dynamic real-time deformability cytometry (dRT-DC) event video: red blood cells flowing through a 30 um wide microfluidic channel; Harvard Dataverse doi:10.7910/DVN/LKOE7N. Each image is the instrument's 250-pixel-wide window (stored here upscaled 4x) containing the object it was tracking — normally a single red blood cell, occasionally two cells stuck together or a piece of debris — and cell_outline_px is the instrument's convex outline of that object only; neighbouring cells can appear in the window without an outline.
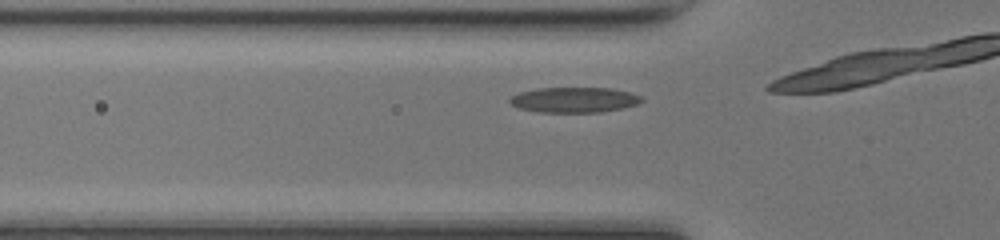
{"species": "common noctule bat (a hibernating species)", "species_latin": "Nyctalus noctula", "temperature_condition": "room temperature", "stored_images_in_passage": 7, "camera_frame_rate_fps": 3000, "um_per_image_px": 0.085, "animal": {"sex": "female", "body_mass_g": 17.0, "forearm_length_mm": 48.0}, "frame": {"image": 1, "passage_image": 3, "time_ms": 0.667, "image_size_px": [1000, 240], "cell_outline_px": [[644, 100], [640, 104], [600, 112], [540, 112], [516, 108], [508, 100], [512, 96], [520, 92], [536, 88], [612, 88], [632, 92], [640, 96]], "centroid_in_image_um": [48.82, 8.48], "position_along_channel_um": 77.0, "area_um2": 19.54}}
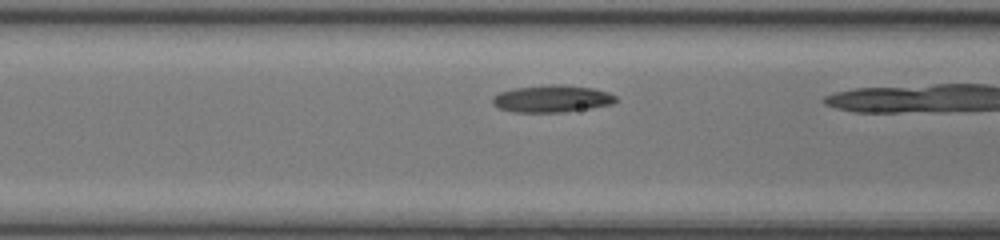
{"frame": {"image": 2, "passage_image": 6, "time_ms": 1.667, "image_size_px": [1000, 240], "cell_outline_px": [[616, 100], [612, 104], [592, 108], [564, 112], [512, 112], [500, 108], [492, 104], [492, 96], [500, 92], [512, 88], [548, 84], [564, 84], [592, 88], [608, 92], [616, 96]], "centroid_in_image_um": [46.89, 8.38], "position_along_channel_um": 119.7, "area_um2": 19.71}}